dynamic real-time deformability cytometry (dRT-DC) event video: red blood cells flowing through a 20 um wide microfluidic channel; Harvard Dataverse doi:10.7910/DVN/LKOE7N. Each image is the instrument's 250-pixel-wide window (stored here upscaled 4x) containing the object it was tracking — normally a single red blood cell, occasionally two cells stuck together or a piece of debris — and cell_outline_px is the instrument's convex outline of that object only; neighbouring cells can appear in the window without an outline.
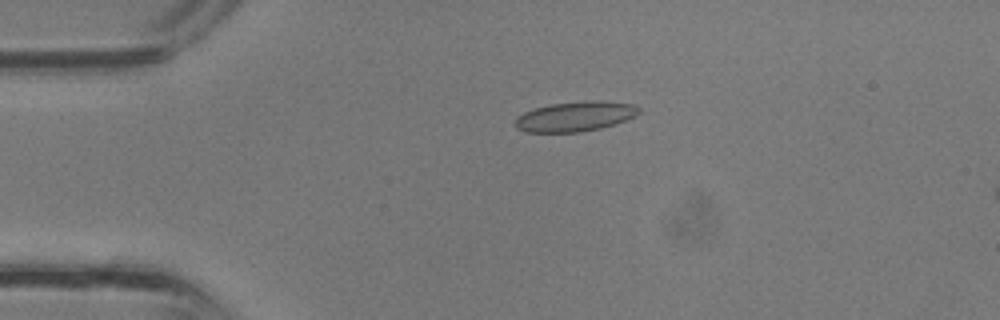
{"species": "common noctule bat (a hibernating species)", "species_latin": "Nyctalus noctula", "temperature_condition": "room temperature", "stored_images_in_passage": 36, "camera_frame_rate_fps": 3000, "um_per_image_px": 0.085, "animal": {"sex": "male", "body_mass_g": 13.3}, "frame": {"image": 1, "passage_image": 8, "time_ms": 2.333, "image_size_px": [1000, 320], "cell_outline_px": [[640, 112], [624, 120], [600, 128], [580, 132], [524, 132], [516, 128], [516, 116], [524, 112], [536, 108], [552, 104], [592, 100], [600, 100], [632, 104], [640, 108]], "centroid_in_image_um": [48.86, 9.9], "position_along_channel_um": 36.1, "area_um2": 21.27}}
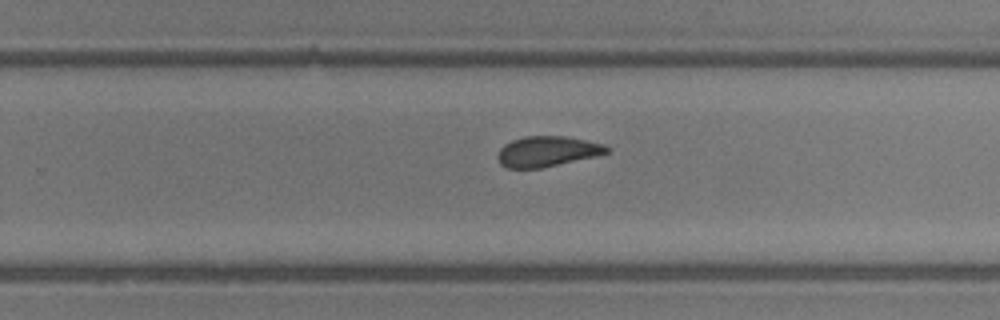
{"frame": {"image": 2, "passage_image": 23, "time_ms": 7.333, "image_size_px": [1000, 320], "cell_outline_px": [[608, 152], [596, 156], [540, 168], [508, 168], [500, 164], [496, 156], [500, 148], [504, 144], [512, 140], [524, 136], [564, 136], [604, 144], [608, 148]], "centroid_in_image_um": [46.46, 12.87], "position_along_channel_um": 283.3, "area_um2": 19.19}}
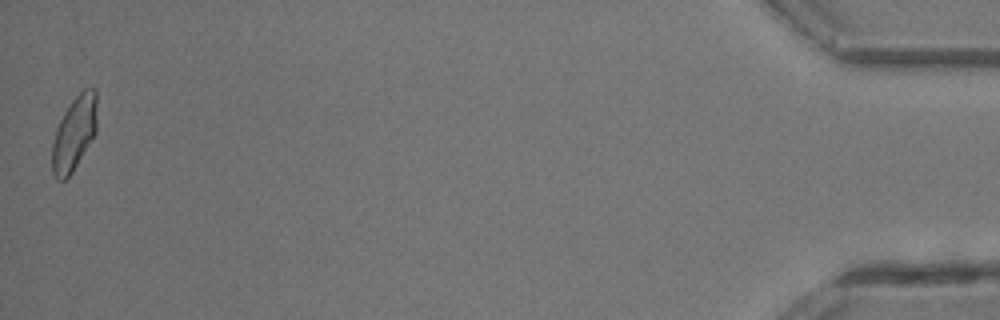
{"frame": {"image": 3, "passage_image": 36, "time_ms": 11.667, "image_size_px": [1000, 320], "cell_outline_px": [[96, 132], [72, 172], [64, 180], [56, 180], [52, 172], [52, 144], [56, 128], [64, 112], [72, 100], [84, 88], [96, 88]], "centroid_in_image_um": [6.29, 11.33], "position_along_channel_um": 428.9, "area_um2": 19.25}}